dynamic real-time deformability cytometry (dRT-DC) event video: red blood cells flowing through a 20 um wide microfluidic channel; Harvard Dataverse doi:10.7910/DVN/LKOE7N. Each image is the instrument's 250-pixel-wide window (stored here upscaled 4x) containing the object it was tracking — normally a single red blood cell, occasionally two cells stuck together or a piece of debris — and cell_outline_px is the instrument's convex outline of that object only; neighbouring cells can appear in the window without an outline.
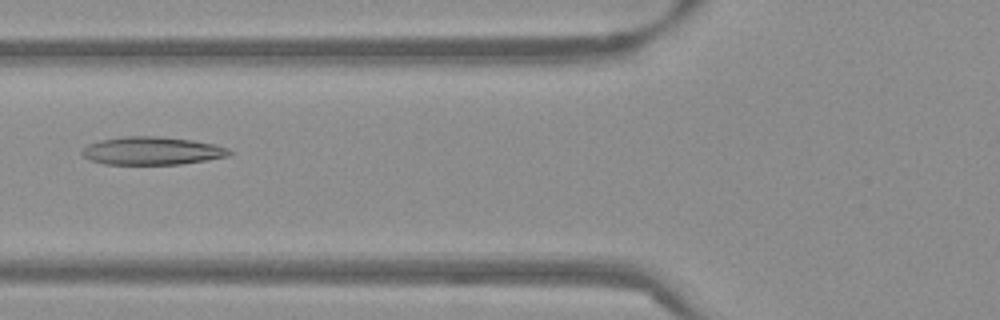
{"species": "Egyptian fruit bat (a non-hibernating species)", "species_latin": "Rousettus aegyptiacus", "temperature_condition": "warm", "stored_images_in_passage": 52, "camera_frame_rate_fps": 3000, "um_per_image_px": 0.085, "frame": {"image": 1, "passage_image": 20, "time_ms": 6.333, "image_size_px": [1000, 320], "cell_outline_px": [[236, 152], [228, 156], [208, 160], [180, 164], [104, 164], [88, 160], [80, 152], [88, 144], [100, 140], [124, 136], [156, 136], [192, 140], [212, 144], [228, 148]], "centroid_in_image_um": [12.93, 12.82], "position_along_channel_um": 112.9, "area_um2": 24.1}}
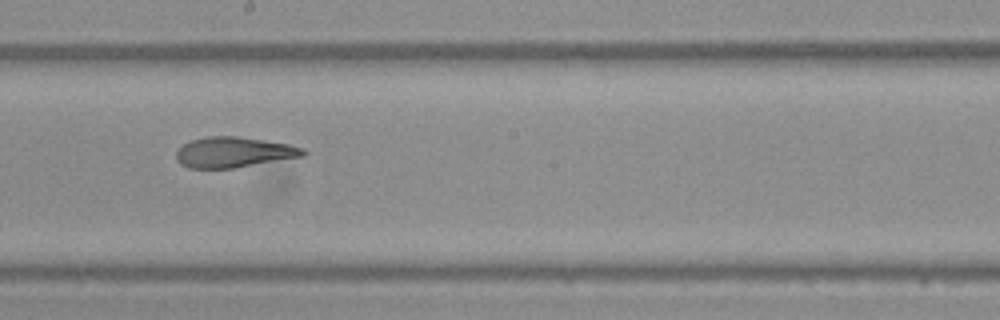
{"frame": {"image": 2, "passage_image": 29, "time_ms": 9.333, "image_size_px": [1000, 320], "cell_outline_px": [[308, 152], [304, 156], [232, 168], [188, 168], [180, 164], [176, 160], [176, 152], [184, 144], [192, 140], [208, 136], [240, 136], [288, 144], [304, 148]], "centroid_in_image_um": [19.87, 12.94], "position_along_channel_um": 228.3, "area_um2": 22.48}}
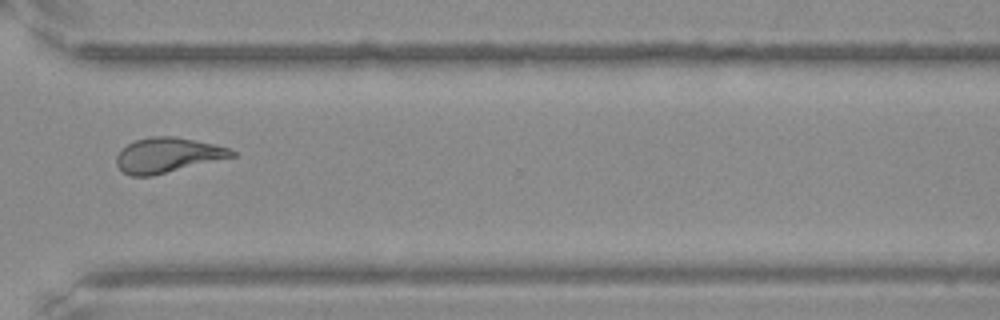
{"frame": {"image": 3, "passage_image": 39, "time_ms": 12.667, "image_size_px": [1000, 320], "cell_outline_px": [[236, 156], [152, 176], [132, 176], [124, 172], [116, 164], [116, 156], [128, 144], [136, 140], [152, 136], [176, 136], [216, 144], [228, 148], [236, 152]], "centroid_in_image_um": [14.27, 13.18], "position_along_channel_um": 356.3, "area_um2": 23.41}, "authors_computed_cell_mechanics": {"area_um2": 24.0448, "velocity_mm_per_s": 3.8386, "shape_relaxation_time_tau1_ms": null, "shape_relaxation_time_tau2_ms": 2.5772, "deformation_change_tau1": null, "deformation_change_tau2": 0.1062}}